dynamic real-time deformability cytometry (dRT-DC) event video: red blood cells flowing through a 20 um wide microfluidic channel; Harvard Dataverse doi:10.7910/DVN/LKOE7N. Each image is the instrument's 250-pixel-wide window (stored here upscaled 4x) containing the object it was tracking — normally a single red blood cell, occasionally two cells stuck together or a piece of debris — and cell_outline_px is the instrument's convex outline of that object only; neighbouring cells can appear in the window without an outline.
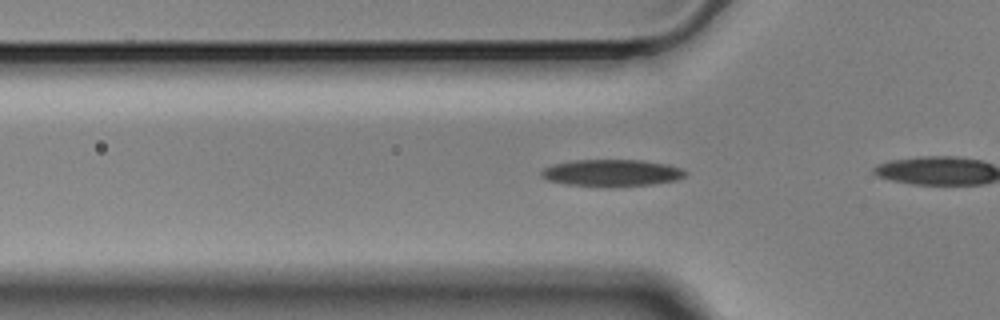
{"species": "Egyptian fruit bat (a non-hibernating species)", "species_latin": "Rousettus aegyptiacus", "temperature_condition": "cold", "stored_images_in_passage": 30, "camera_frame_rate_fps": 3000, "um_per_image_px": 0.085, "animal": {"sex": "male"}, "frame": {"image": 1, "passage_image": 3, "time_ms": 0.667, "image_size_px": [1000, 320], "cell_outline_px": [[688, 172], [684, 176], [676, 180], [652, 184], [612, 188], [568, 184], [548, 180], [540, 176], [540, 172], [544, 168], [552, 164], [576, 160], [644, 160], [668, 164], [680, 168]], "centroid_in_image_um": [52.0, 14.7], "position_along_channel_um": 73.8, "area_um2": 22.83}}
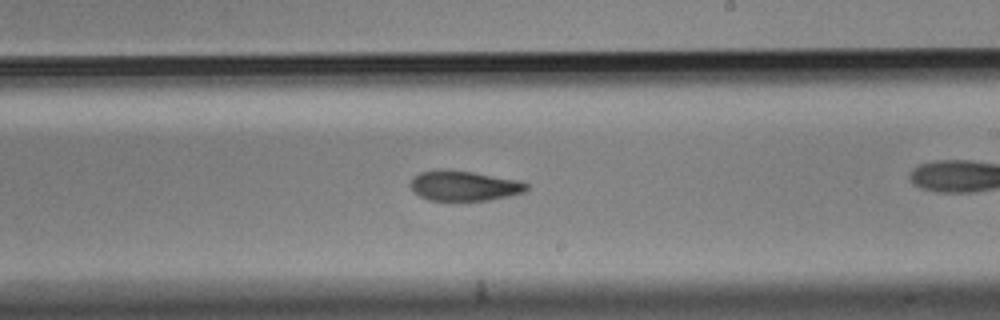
{"frame": {"image": 2, "passage_image": 18, "time_ms": 5.667, "image_size_px": [1000, 320], "cell_outline_px": [[528, 188], [524, 192], [508, 196], [488, 200], [428, 200], [412, 192], [408, 184], [412, 176], [420, 172], [440, 168], [448, 168], [520, 180], [528, 184]], "centroid_in_image_um": [39.37, 15.77], "position_along_channel_um": 249.6, "area_um2": 20.75}}
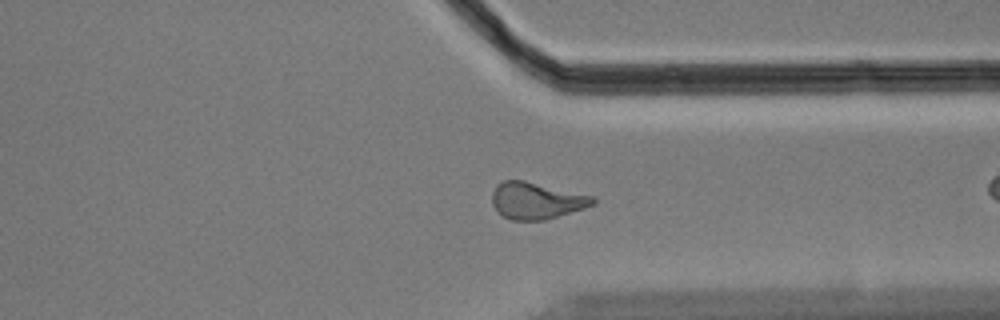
{"frame": {"image": 3, "passage_image": 28, "time_ms": 9.0, "image_size_px": [1000, 320], "cell_outline_px": [[596, 204], [584, 208], [544, 220], [512, 220], [504, 216], [492, 204], [492, 192], [496, 184], [504, 180], [524, 180], [596, 196]], "centroid_in_image_um": [45.62, 17.03], "position_along_channel_um": 365.8, "area_um2": 21.62}}